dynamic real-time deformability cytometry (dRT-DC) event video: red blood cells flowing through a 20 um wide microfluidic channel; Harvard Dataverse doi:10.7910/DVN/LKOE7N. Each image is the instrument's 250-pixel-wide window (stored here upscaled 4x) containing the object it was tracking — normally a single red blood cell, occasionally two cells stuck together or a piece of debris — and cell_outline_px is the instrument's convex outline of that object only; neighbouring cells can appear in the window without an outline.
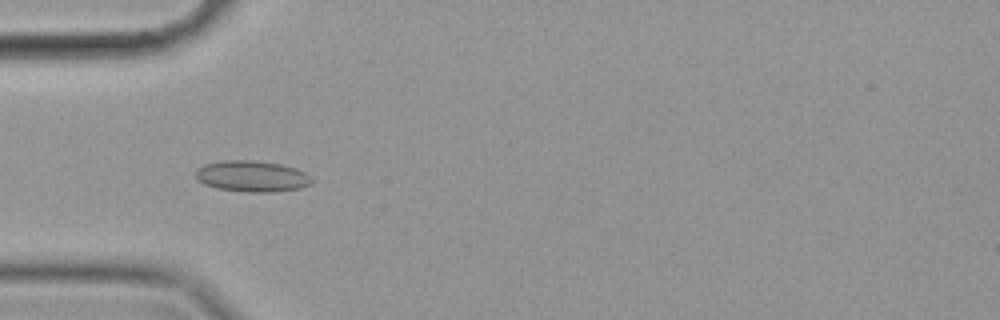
{"species": "common noctule bat (a hibernating species)", "species_latin": "Nyctalus noctula", "temperature_condition": "cold", "stored_images_in_passage": 57, "camera_frame_rate_fps": 3000, "um_per_image_px": 0.085, "animal": {"sex": "female", "body_mass_g": 19.9}, "frame": {"image": 1, "passage_image": 17, "time_ms": 5.333, "image_size_px": [1000, 320], "cell_outline_px": [[312, 184], [300, 188], [276, 192], [248, 192], [216, 188], [204, 184], [196, 180], [196, 168], [204, 164], [224, 160], [252, 160], [280, 164], [296, 168], [304, 172], [312, 180]], "centroid_in_image_um": [21.39, 14.98], "position_along_channel_um": 63.6, "area_um2": 21.15}}
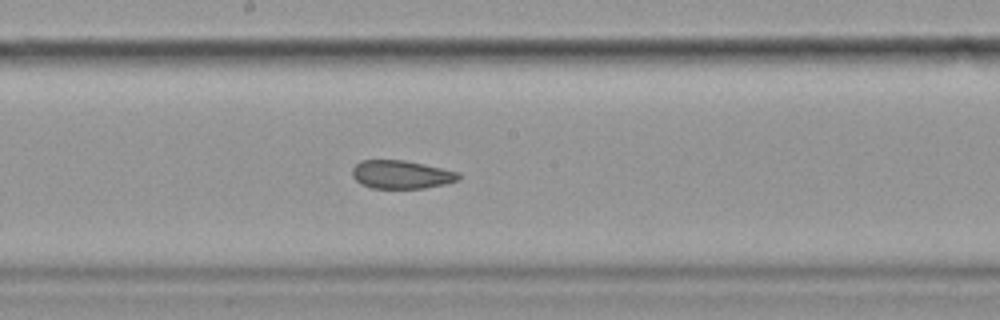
{"frame": {"image": 2, "passage_image": 30, "time_ms": 9.667, "image_size_px": [1000, 320], "cell_outline_px": [[460, 180], [444, 184], [424, 188], [372, 188], [360, 184], [352, 176], [352, 168], [360, 160], [404, 160], [424, 164], [460, 172]], "centroid_in_image_um": [34.11, 14.83], "position_along_channel_um": 214.1, "area_um2": 17.63}}
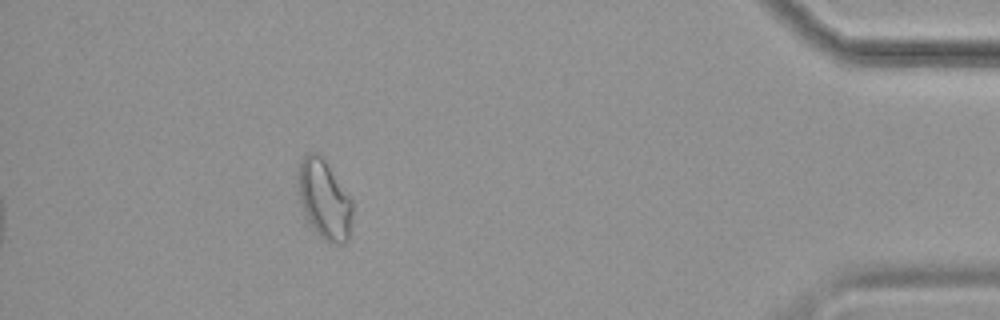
{"frame": {"image": 3, "passage_image": 51, "time_ms": 16.667, "image_size_px": [1000, 320], "cell_outline_px": [[352, 216], [348, 240], [344, 244], [328, 244], [304, 224], [296, 180], [296, 172], [304, 156], [308, 152], [320, 152], [352, 200]], "centroid_in_image_um": [27.51, 17.0], "position_along_channel_um": 407.7, "area_um2": 26.24}, "authors_computed_cell_mechanics": {"area_um2": 20.808, "velocity_mm_per_s": 3.5016, "shape_relaxation_time_tau1_ms": null, "shape_relaxation_time_tau2_ms": 5.3525, "deformation_change_tau1": null, "deformation_change_tau2": 0.0968}}